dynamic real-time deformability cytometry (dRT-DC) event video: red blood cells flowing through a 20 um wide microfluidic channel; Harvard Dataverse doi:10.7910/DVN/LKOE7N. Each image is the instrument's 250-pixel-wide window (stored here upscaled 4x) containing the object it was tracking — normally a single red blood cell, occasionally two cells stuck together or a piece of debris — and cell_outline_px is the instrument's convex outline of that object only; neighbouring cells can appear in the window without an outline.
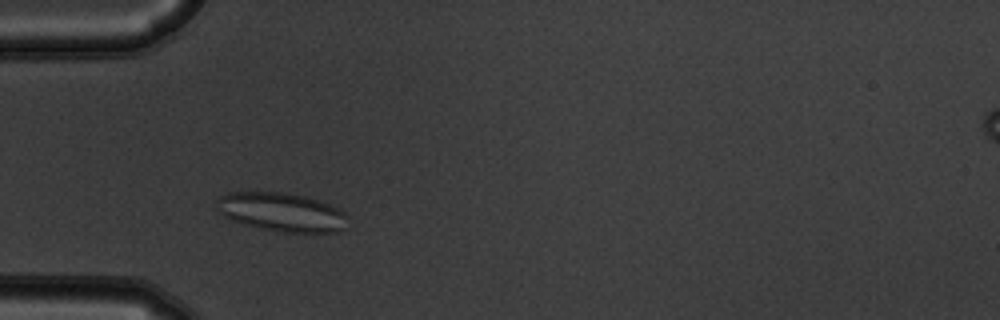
{"species": "common noctule bat (a hibernating species)", "species_latin": "Nyctalus noctula", "temperature_condition": "warm", "stored_images_in_passage": 39, "camera_frame_rate_fps": 3000, "um_per_image_px": 0.085, "animal": {"sex": "male", "body_mass_g": 19.5, "forearm_length_mm": 54.6}, "frame": {"image": 1, "passage_image": 1, "time_ms": 0.0, "image_size_px": [1000, 320], "cell_outline_px": [[348, 216], [344, 228], [340, 232], [280, 232], [260, 228], [244, 224], [232, 220], [224, 216], [216, 208], [216, 200], [220, 196], [228, 192], [284, 192], [304, 196], [320, 200], [340, 208]], "centroid_in_image_um": [23.95, 18.02], "position_along_channel_um": 61.0, "area_um2": 29.82}}
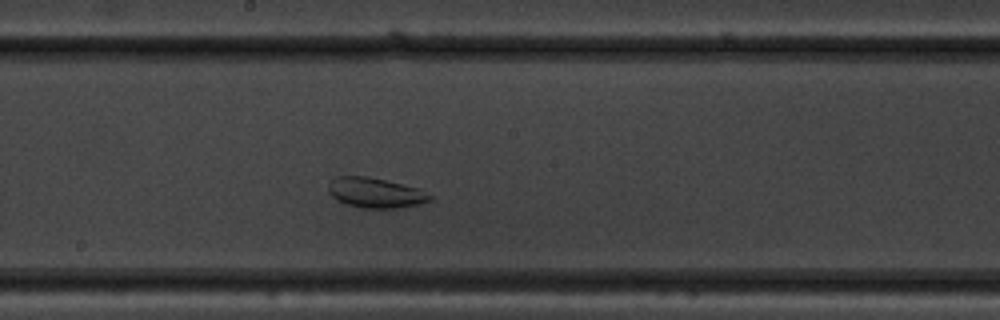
{"frame": {"image": 2, "passage_image": 14, "time_ms": 4.333, "image_size_px": [1000, 320], "cell_outline_px": [[432, 200], [400, 208], [360, 208], [344, 204], [336, 200], [328, 192], [328, 184], [336, 176], [368, 176], [416, 188], [432, 196]], "centroid_in_image_um": [31.84, 16.39], "position_along_channel_um": 216.4, "area_um2": 17.69}}
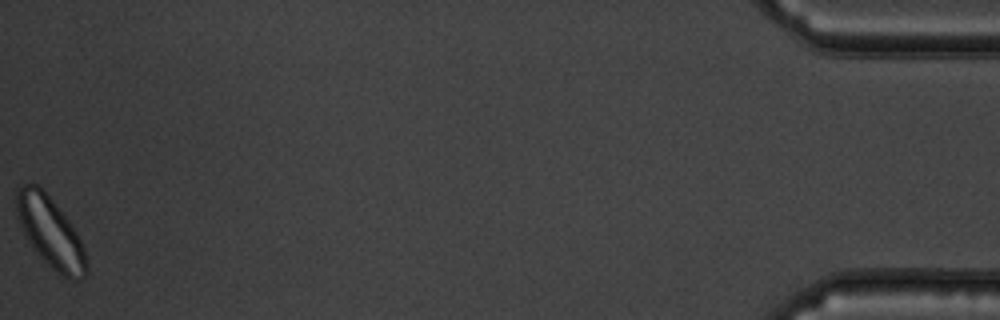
{"frame": {"image": 3, "passage_image": 39, "time_ms": 12.667, "image_size_px": [1000, 320], "cell_outline_px": [[88, 272], [80, 280], [72, 280], [56, 272], [40, 256], [28, 240], [16, 216], [16, 188], [20, 184], [36, 184], [52, 200], [68, 220], [76, 232], [84, 248], [88, 264]], "centroid_in_image_um": [4.29, 19.75], "position_along_channel_um": 430.9, "area_um2": 28.38}, "authors_computed_cell_mechanics": {"area_um2": 22.1952, "velocity_mm_per_s": 3.6819, "shape_relaxation_time_tau1_ms": null, "shape_relaxation_time_tau2_ms": 1.4136, "deformation_change_tau1": null, "deformation_change_tau2": 0.0713}}